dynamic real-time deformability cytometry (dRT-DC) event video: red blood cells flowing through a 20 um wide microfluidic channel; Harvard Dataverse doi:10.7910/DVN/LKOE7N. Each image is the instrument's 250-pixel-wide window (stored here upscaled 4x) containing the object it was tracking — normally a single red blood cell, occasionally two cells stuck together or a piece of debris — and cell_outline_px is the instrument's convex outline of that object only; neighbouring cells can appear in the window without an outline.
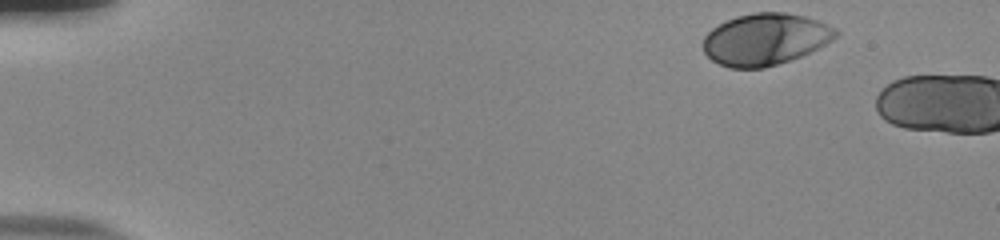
{"species": "human", "species_latin": "Homo sapiens", "temperature_condition": "room temperature", "stored_images_in_passage": 5, "camera_frame_rate_fps": 3000, "um_per_image_px": 0.085, "donor": {"sex": "male"}, "frame": {"image": 1, "passage_image": 1, "time_ms": 0.0, "image_size_px": [1000, 240], "cell_outline_px": [[840, 32], [832, 40], [800, 56], [764, 68], [728, 68], [712, 60], [704, 52], [700, 44], [704, 36], [712, 28], [736, 16], [752, 12], [784, 12], [804, 16], [816, 20], [836, 28]], "centroid_in_image_um": [65.0, 3.33], "position_along_channel_um": 20.0, "area_um2": 39.88}}